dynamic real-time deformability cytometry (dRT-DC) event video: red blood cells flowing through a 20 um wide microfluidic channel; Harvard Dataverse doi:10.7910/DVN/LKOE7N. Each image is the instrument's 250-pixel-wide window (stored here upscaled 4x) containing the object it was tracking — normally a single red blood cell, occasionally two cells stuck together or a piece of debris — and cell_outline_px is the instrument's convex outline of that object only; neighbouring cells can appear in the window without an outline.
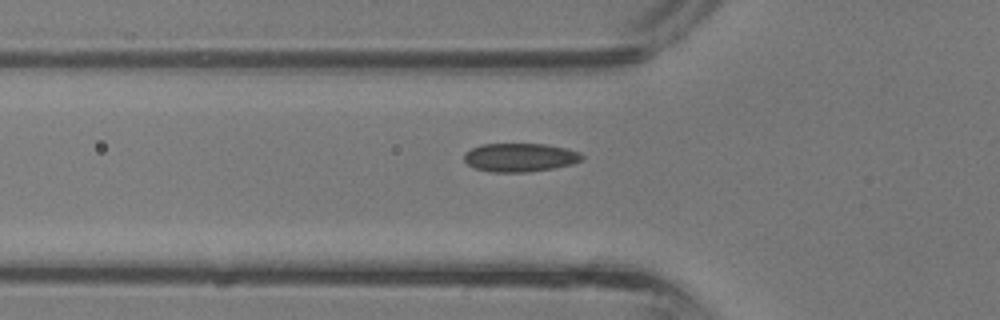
{"species": "common noctule bat (a hibernating species)", "species_latin": "Nyctalus noctula", "temperature_condition": "room temperature", "stored_images_in_passage": 28, "camera_frame_rate_fps": 3000, "um_per_image_px": 0.085, "animal": {"sex": "male", "body_mass_g": 13.3}, "frame": {"image": 1, "passage_image": 6, "time_ms": 1.667, "image_size_px": [1000, 320], "cell_outline_px": [[584, 156], [580, 160], [572, 164], [552, 168], [528, 172], [492, 172], [476, 168], [468, 164], [464, 160], [464, 152], [472, 148], [484, 144], [544, 144], [564, 148], [580, 152]], "centroid_in_image_um": [44.18, 13.38], "position_along_channel_um": 81.6, "area_um2": 19.42}}
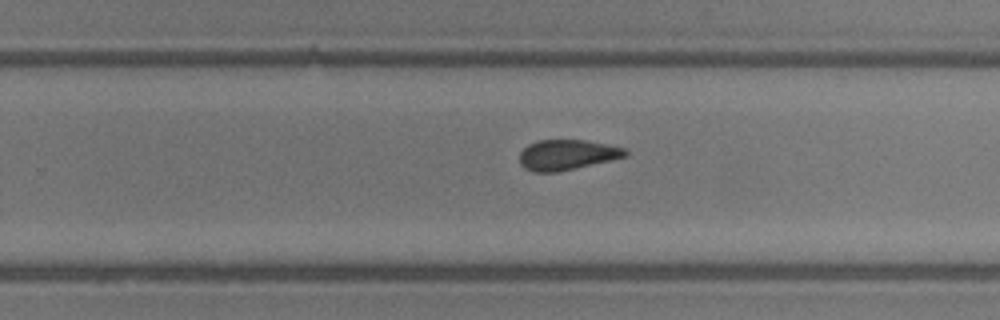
{"frame": {"image": 2, "passage_image": 17, "time_ms": 5.333, "image_size_px": [1000, 320], "cell_outline_px": [[628, 156], [612, 160], [556, 172], [532, 172], [524, 168], [520, 164], [520, 152], [528, 144], [540, 140], [584, 140], [624, 148], [628, 152]], "centroid_in_image_um": [48.18, 13.16], "position_along_channel_um": 281.6, "area_um2": 18.55}}
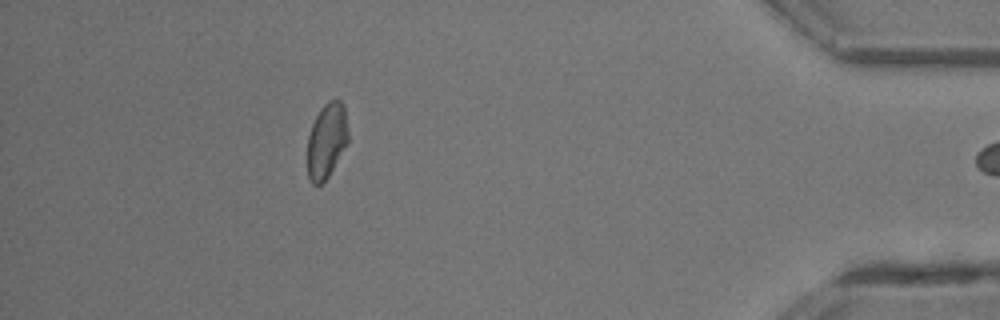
{"frame": {"image": 3, "passage_image": 27, "time_ms": 8.667, "image_size_px": [1000, 320], "cell_outline_px": [[348, 144], [328, 176], [320, 184], [312, 184], [308, 176], [308, 136], [312, 124], [320, 108], [328, 100], [340, 100], [344, 104], [348, 132]], "centroid_in_image_um": [27.78, 11.93], "position_along_channel_um": 407.4, "area_um2": 17.86}}